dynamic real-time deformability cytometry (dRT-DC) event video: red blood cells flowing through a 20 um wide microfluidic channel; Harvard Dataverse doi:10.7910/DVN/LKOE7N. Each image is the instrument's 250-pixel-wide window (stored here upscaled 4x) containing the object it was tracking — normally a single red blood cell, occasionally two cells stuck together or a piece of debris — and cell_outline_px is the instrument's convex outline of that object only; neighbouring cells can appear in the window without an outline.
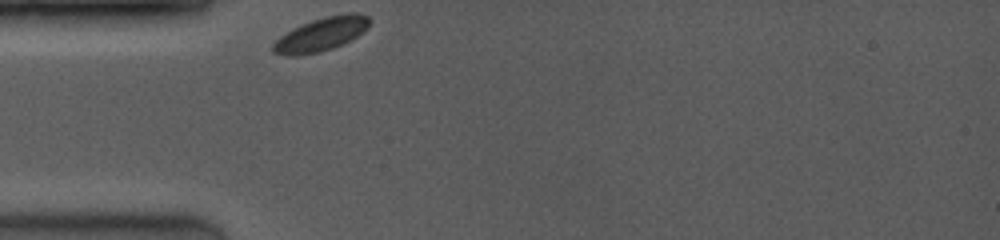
{"species": "common noctule bat (a hibernating species)", "species_latin": "Nyctalus noctula", "temperature_condition": "room temperature", "stored_images_in_passage": 39, "camera_frame_rate_fps": 4000, "um_per_image_px": 0.085, "animal": {"sex": "female", "body_mass_g": 19.0, "forearm_length_mm": 53.3}, "frame": {"image": 1, "passage_image": 1, "time_ms": 0.0, "image_size_px": [1000, 240], "cell_outline_px": [[368, 24], [356, 36], [332, 48], [320, 52], [272, 52], [272, 44], [280, 36], [292, 28], [300, 24], [324, 16], [344, 12], [356, 12], [368, 16]], "centroid_in_image_um": [27.32, 2.83], "position_along_channel_um": 57.7, "area_um2": 17.92}}
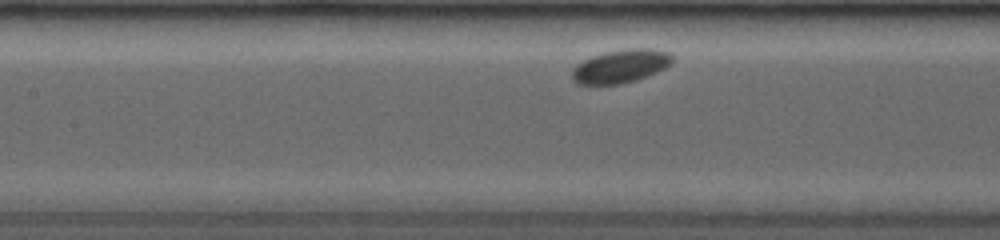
{"frame": {"image": 2, "passage_image": 12, "time_ms": 2.75, "image_size_px": [1000, 240], "cell_outline_px": [[672, 60], [664, 68], [644, 76], [632, 80], [616, 84], [580, 84], [572, 76], [572, 68], [576, 64], [592, 56], [604, 52], [624, 48], [652, 48], [668, 52], [672, 56]], "centroid_in_image_um": [52.73, 5.59], "position_along_channel_um": 154.7, "area_um2": 19.02}}
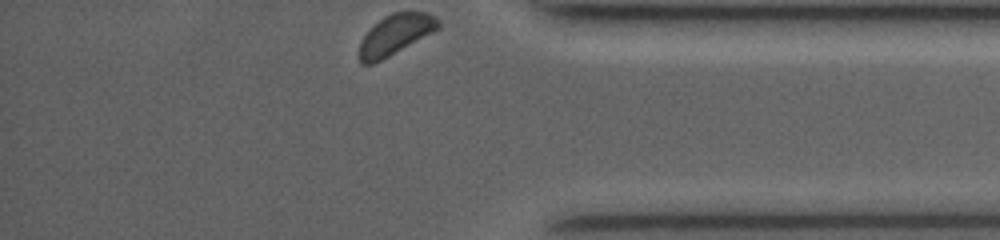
{"frame": {"image": 3, "passage_image": 39, "time_ms": 9.5, "image_size_px": [1000, 240], "cell_outline_px": [[440, 28], [380, 60], [372, 64], [360, 64], [360, 44], [364, 36], [384, 16], [392, 12], [428, 12], [436, 16], [440, 20]], "centroid_in_image_um": [33.65, 2.91], "position_along_channel_um": 401.5, "area_um2": 18.03}}